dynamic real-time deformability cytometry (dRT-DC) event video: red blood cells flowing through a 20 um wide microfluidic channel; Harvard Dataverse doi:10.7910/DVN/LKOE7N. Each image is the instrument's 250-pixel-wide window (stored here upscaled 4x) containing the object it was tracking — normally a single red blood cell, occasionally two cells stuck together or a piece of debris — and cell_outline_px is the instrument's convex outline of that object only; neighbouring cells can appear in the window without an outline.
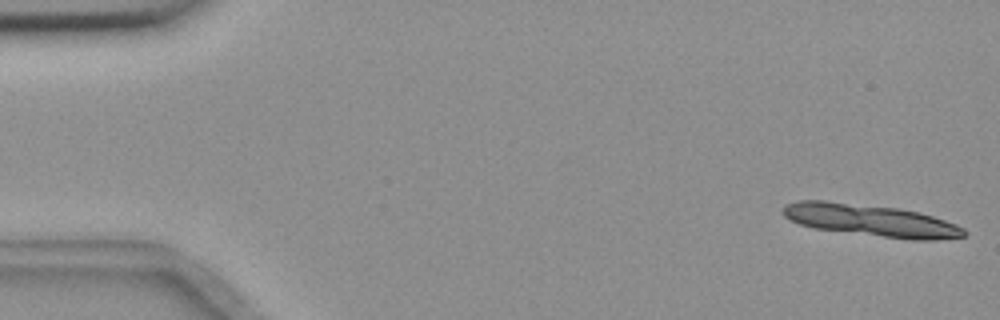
{"species": "common noctule bat (a hibernating species)", "species_latin": "Nyctalus noctula", "temperature_condition": "room temperature", "stored_images_in_passage": 4, "camera_frame_rate_fps": 3000, "um_per_image_px": 0.085, "animal": {"sex": "female", "body_mass_g": 18.4}, "frame": {"image": 1, "passage_image": 1, "time_ms": 0.0, "image_size_px": [1000, 320], "cell_outline_px": [[968, 232], [964, 236], [936, 240], [912, 240], [812, 228], [800, 224], [784, 216], [784, 204], [800, 200], [824, 200], [900, 208], [920, 212], [956, 224], [964, 228]], "centroid_in_image_um": [74.05, 18.73], "position_along_channel_um": 11.0, "area_um2": 33.81}}
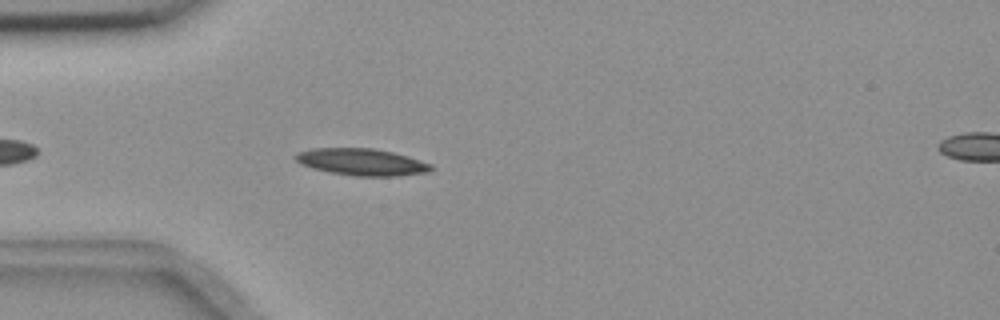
{"frame": {"image": 2, "passage_image": 4, "time_ms": 1.0, "image_size_px": [1000, 320], "cell_outline_px": [[432, 168], [428, 172], [400, 176], [352, 176], [328, 172], [312, 168], [300, 164], [292, 156], [296, 152], [312, 148], [372, 148], [392, 152], [408, 156], [432, 164]], "centroid_in_image_um": [30.7, 13.77], "position_along_channel_um": 54.3, "area_um2": 21.44}}